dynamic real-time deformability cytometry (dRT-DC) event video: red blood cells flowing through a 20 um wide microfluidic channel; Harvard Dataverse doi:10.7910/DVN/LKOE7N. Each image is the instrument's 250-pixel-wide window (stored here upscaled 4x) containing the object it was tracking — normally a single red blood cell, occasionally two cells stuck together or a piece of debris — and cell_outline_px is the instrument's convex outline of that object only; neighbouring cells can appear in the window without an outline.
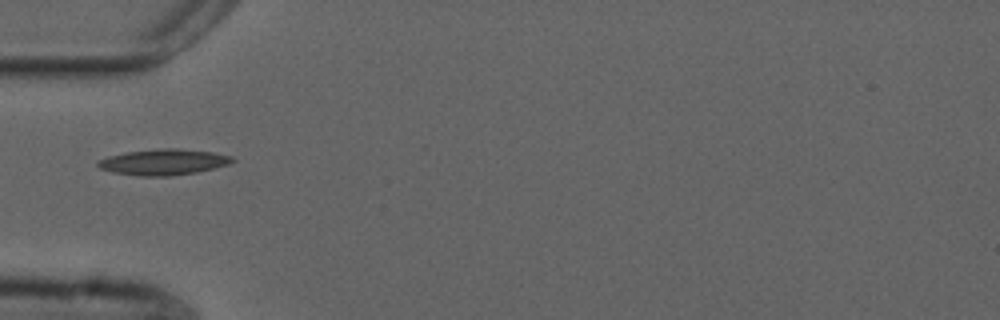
{"species": "common noctule bat (a hibernating species)", "species_latin": "Nyctalus noctula", "temperature_condition": "cold", "stored_images_in_passage": 4, "camera_frame_rate_fps": 3000, "um_per_image_px": 0.085, "animal": {"sex": "male", "forearm_length_mm": 52.5}, "frame": {"image": 1, "passage_image": 1, "time_ms": 0.0, "image_size_px": [1000, 320], "cell_outline_px": [[236, 160], [228, 164], [196, 172], [172, 176], [140, 176], [112, 172], [100, 168], [96, 164], [100, 160], [108, 156], [128, 152], [160, 148], [176, 148], [212, 152], [232, 156]], "centroid_in_image_um": [13.9, 13.77], "position_along_channel_um": 71.1, "area_um2": 20.11}}
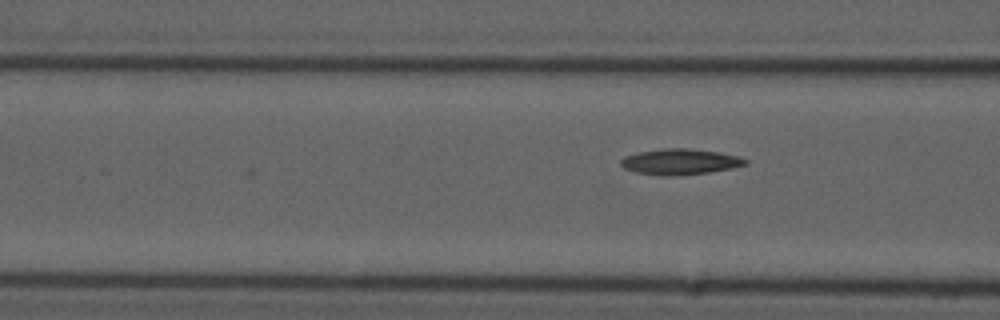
{"frame": {"image": 2, "passage_image": 4, "time_ms": 1.0, "image_size_px": [1000, 320], "cell_outline_px": [[748, 164], [732, 168], [708, 172], [664, 176], [636, 172], [624, 168], [620, 164], [620, 160], [624, 156], [640, 152], [664, 148], [688, 148], [720, 152], [740, 156], [748, 160]], "centroid_in_image_um": [57.83, 13.73], "position_along_channel_um": 108.8, "area_um2": 18.61}}